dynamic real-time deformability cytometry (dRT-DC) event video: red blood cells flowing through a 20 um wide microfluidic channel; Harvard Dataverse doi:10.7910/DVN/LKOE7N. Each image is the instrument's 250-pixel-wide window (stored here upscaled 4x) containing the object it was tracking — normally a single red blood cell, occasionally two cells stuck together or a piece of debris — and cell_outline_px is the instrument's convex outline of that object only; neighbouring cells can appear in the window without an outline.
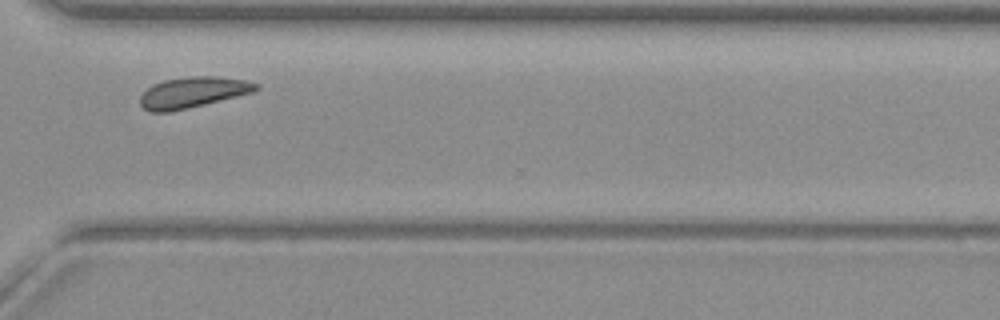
{"species": "common noctule bat (a hibernating species)", "species_latin": "Nyctalus noctula", "temperature_condition": "warm", "stored_images_in_passage": 14, "camera_frame_rate_fps": 3000, "um_per_image_px": 0.085, "animal": {"sex": "female", "body_mass_g": 19.3, "forearm_length_mm": 54.1}, "frame": {"image": 1, "passage_image": 12, "time_ms": 16.0, "image_size_px": [1000, 320], "cell_outline_px": [[260, 88], [252, 92], [204, 104], [168, 112], [148, 112], [140, 104], [140, 96], [152, 84], [164, 80], [188, 76], [220, 76], [244, 80], [260, 84]], "centroid_in_image_um": [16.37, 7.84], "position_along_channel_um": 354.2, "area_um2": 20.69}}